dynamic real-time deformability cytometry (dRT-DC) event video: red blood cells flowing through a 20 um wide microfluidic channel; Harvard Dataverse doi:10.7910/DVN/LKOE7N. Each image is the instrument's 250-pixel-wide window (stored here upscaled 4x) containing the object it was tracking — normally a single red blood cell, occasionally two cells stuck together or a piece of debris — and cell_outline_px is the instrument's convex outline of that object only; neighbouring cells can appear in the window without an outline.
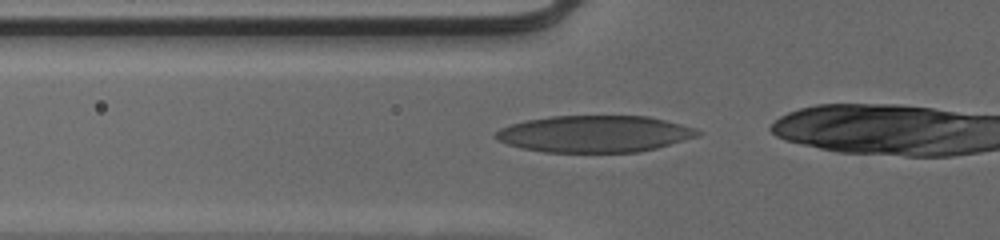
{"species": "human", "species_latin": "Homo sapiens", "temperature_condition": "cold", "stored_images_in_passage": 11, "camera_frame_rate_fps": 3000, "um_per_image_px": 0.085, "donor": {"sex": "male"}, "frame": {"image": 1, "passage_image": 2, "time_ms": 0.333, "image_size_px": [1000, 240], "cell_outline_px": [[700, 136], [656, 148], [640, 152], [544, 152], [524, 148], [508, 144], [500, 140], [496, 136], [496, 132], [500, 128], [524, 120], [552, 116], [648, 116], [696, 128], [700, 132]], "centroid_in_image_um": [50.57, 11.38], "position_along_channel_um": 75.2, "area_um2": 43.0}}
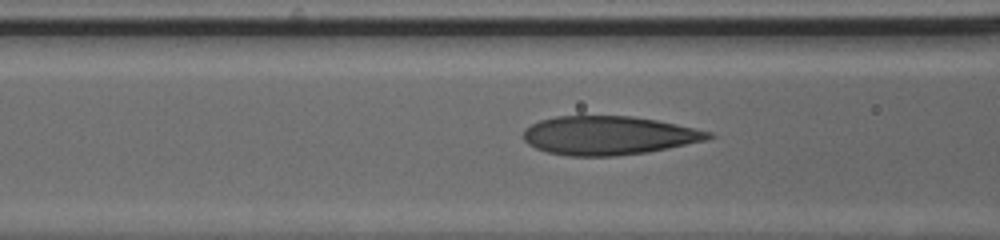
{"frame": {"image": 2, "passage_image": 5, "time_ms": 1.333, "image_size_px": [1000, 240], "cell_outline_px": [[716, 136], [704, 140], [668, 148], [648, 152], [616, 156], [568, 156], [548, 152], [536, 148], [528, 144], [524, 140], [524, 128], [540, 120], [556, 116], [632, 116], [656, 120], [696, 128], [712, 132]], "centroid_in_image_um": [51.73, 11.51], "position_along_channel_um": 114.9, "area_um2": 41.73}}
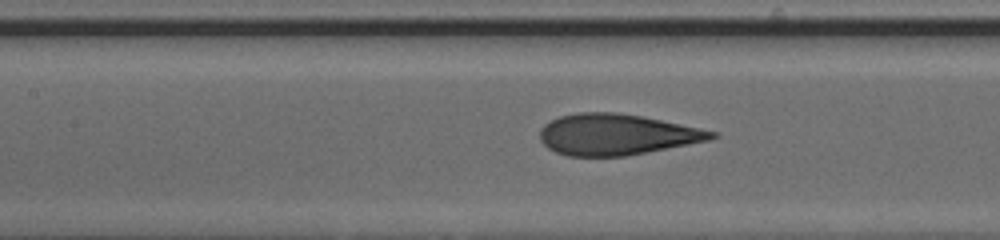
{"frame": {"image": 3, "passage_image": 8, "time_ms": 2.333, "image_size_px": [1000, 240], "cell_outline_px": [[720, 136], [708, 140], [688, 144], [624, 156], [568, 156], [556, 152], [548, 148], [540, 140], [540, 128], [544, 124], [560, 116], [576, 112], [616, 112], [640, 116], [700, 128], [716, 132]], "centroid_in_image_um": [52.36, 11.43], "position_along_channel_um": 155.0, "area_um2": 40.69}}